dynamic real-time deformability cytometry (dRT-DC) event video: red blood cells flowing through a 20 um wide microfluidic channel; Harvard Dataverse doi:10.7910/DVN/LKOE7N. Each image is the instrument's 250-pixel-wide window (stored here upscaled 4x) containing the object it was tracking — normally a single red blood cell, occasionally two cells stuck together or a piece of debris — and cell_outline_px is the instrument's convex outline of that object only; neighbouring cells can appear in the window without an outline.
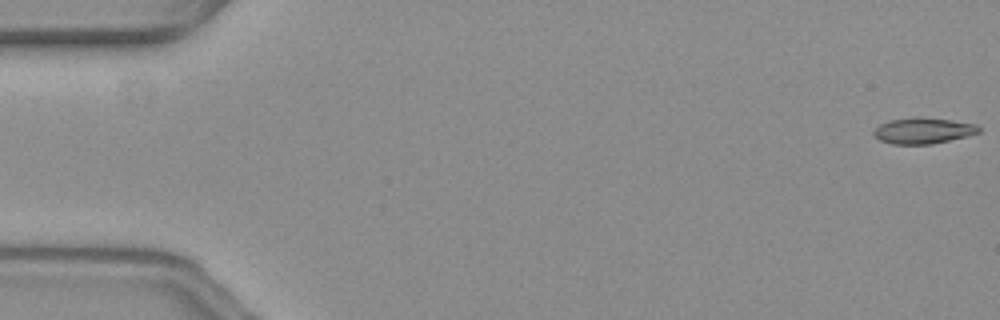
{"species": "common noctule bat (a hibernating species)", "species_latin": "Nyctalus noctula", "temperature_condition": "warm", "stored_images_in_passage": 57, "camera_frame_rate_fps": 3000, "um_per_image_px": 0.085, "animal": {"sex": "female", "body_mass_g": 19.3, "forearm_length_mm": 54.1}, "frame": {"image": 1, "passage_image": 1, "time_ms": 0.0, "image_size_px": [1000, 320], "cell_outline_px": [[980, 132], [968, 136], [932, 144], [892, 144], [880, 140], [872, 136], [872, 132], [880, 124], [888, 120], [916, 116], [920, 116], [952, 120], [976, 124], [980, 128]], "centroid_in_image_um": [78.45, 11.09], "position_along_channel_um": 6.6, "area_um2": 16.18}}
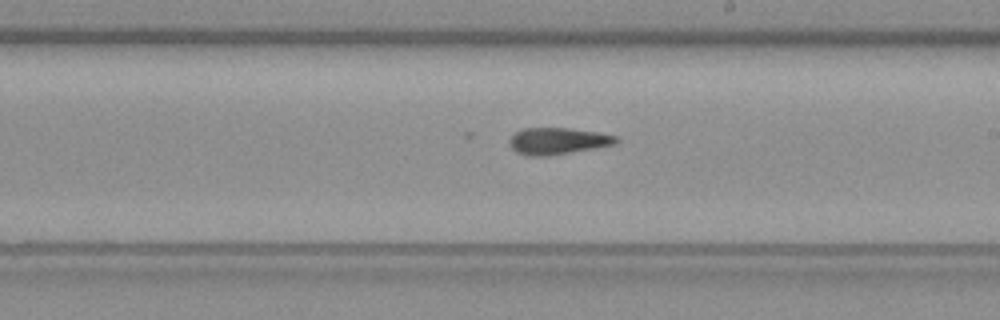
{"frame": {"image": 2, "passage_image": 33, "time_ms": 10.667, "image_size_px": [1000, 320], "cell_outline_px": [[620, 140], [616, 144], [552, 156], [528, 156], [516, 152], [508, 144], [508, 140], [516, 132], [524, 128], [568, 128], [600, 132], [620, 136]], "centroid_in_image_um": [47.45, 11.99], "position_along_channel_um": 241.6, "area_um2": 16.94}}
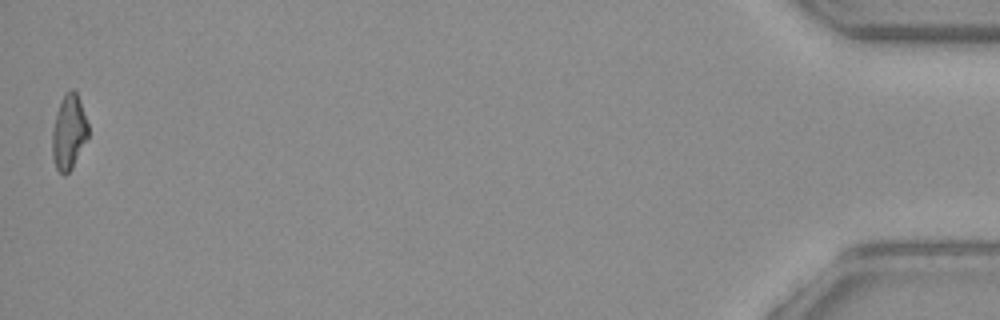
{"frame": {"image": 3, "passage_image": 57, "time_ms": 18.667, "image_size_px": [1000, 320], "cell_outline_px": [[88, 136], [72, 168], [64, 176], [56, 168], [52, 156], [52, 132], [56, 112], [64, 92], [72, 88], [76, 92], [88, 124]], "centroid_in_image_um": [5.83, 11.22], "position_along_channel_um": 429.4, "area_um2": 15.55}, "authors_computed_cell_mechanics": {"area_um2": 16.3574, "velocity_mm_per_s": 3.6168, "shape_relaxation_time_tau1_ms": null, "shape_relaxation_time_tau2_ms": 2.6523, "deformation_change_tau1": null, "deformation_change_tau2": 0.13}}